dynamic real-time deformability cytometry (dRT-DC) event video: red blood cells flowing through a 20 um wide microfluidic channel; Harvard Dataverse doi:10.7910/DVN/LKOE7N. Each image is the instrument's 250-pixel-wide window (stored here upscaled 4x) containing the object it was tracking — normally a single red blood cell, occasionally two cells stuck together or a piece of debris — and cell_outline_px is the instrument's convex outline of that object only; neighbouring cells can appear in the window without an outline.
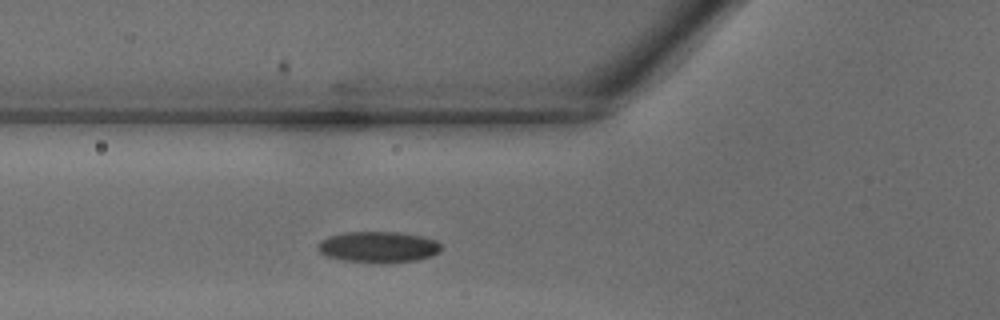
{"species": "common noctule bat (a hibernating species)", "species_latin": "Nyctalus noctula", "temperature_condition": "warm", "stored_images_in_passage": 21, "camera_frame_rate_fps": 3000, "um_per_image_px": 0.085, "animal": {"sex": "male", "body_mass_g": 18.8}, "frame": {"image": 1, "passage_image": 2, "time_ms": 0.333, "image_size_px": [1000, 320], "cell_outline_px": [[440, 252], [432, 256], [416, 260], [344, 260], [328, 256], [320, 252], [320, 240], [328, 236], [348, 232], [400, 232], [420, 236], [436, 240], [440, 244]], "centroid_in_image_um": [32.19, 20.94], "position_along_channel_um": 93.6, "area_um2": 21.21}}
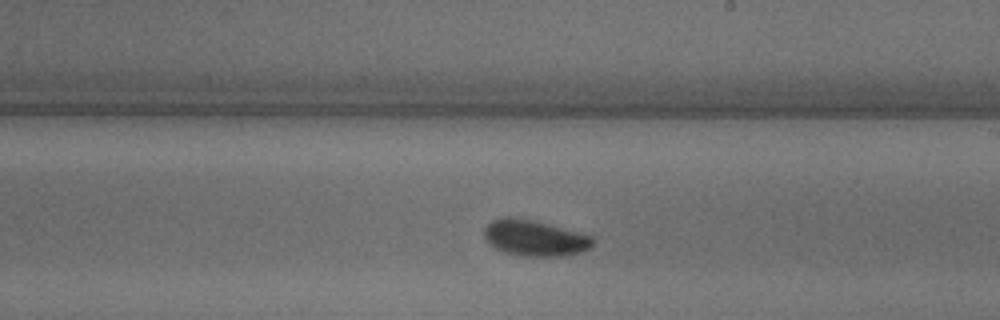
{"frame": {"image": 2, "passage_image": 11, "time_ms": 3.333, "image_size_px": [1000, 320], "cell_outline_px": [[592, 248], [568, 256], [524, 256], [504, 252], [488, 244], [484, 236], [484, 228], [492, 220], [504, 216], [516, 216], [532, 220], [592, 236]], "centroid_in_image_um": [45.41, 20.23], "position_along_channel_um": 243.6, "area_um2": 22.77}}
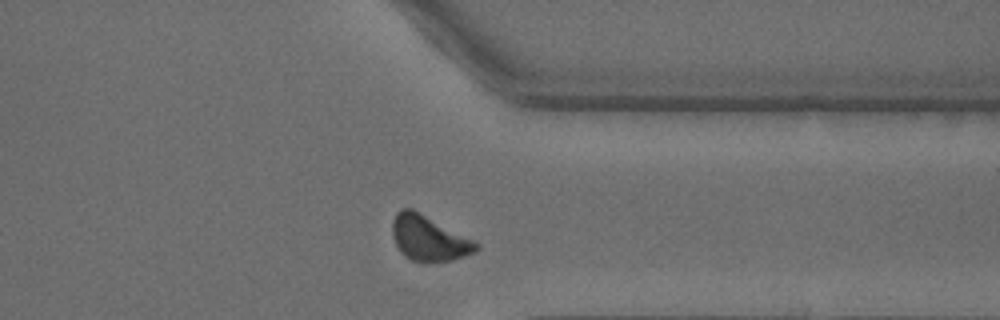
{"frame": {"image": 3, "passage_image": 19, "time_ms": 6.0, "image_size_px": [1000, 320], "cell_outline_px": [[480, 248], [476, 252], [452, 260], [424, 264], [412, 260], [404, 256], [400, 252], [392, 236], [392, 220], [396, 212], [400, 208], [412, 208], [476, 240], [480, 244]], "centroid_in_image_um": [36.47, 20.26], "position_along_channel_um": 374.9, "area_um2": 22.77}}